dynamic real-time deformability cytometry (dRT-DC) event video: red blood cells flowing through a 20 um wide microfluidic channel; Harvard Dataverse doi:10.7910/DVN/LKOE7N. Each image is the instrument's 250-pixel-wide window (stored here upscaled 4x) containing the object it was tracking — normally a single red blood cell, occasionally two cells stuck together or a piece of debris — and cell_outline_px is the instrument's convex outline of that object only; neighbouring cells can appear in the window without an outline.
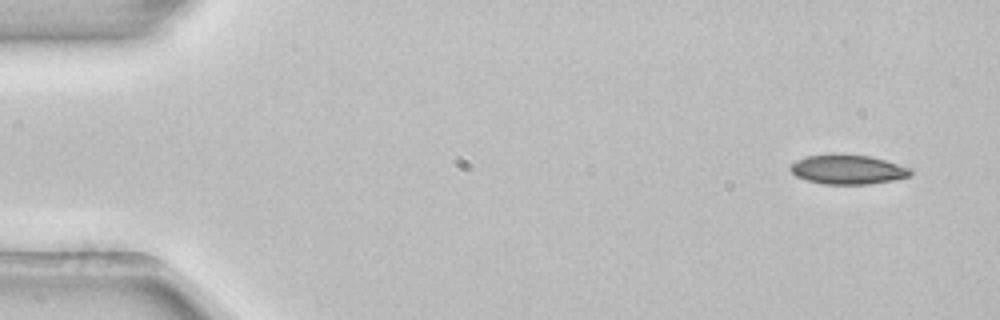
{"species": "common noctule bat (a hibernating species)", "species_latin": "Nyctalus noctula", "temperature_condition": "room temperature", "stored_images_in_passage": 3, "camera_frame_rate_fps": 3000, "um_per_image_px": 0.085, "animal": {"sex": "female", "body_mass_g": 22.7, "forearm_length_mm": 54.2}, "frame": {"image": 1, "passage_image": 1, "time_ms": 0.0, "image_size_px": [1000, 320], "cell_outline_px": [[912, 176], [892, 180], [868, 184], [824, 184], [808, 180], [796, 176], [788, 168], [796, 160], [804, 156], [832, 152], [840, 152], [872, 156], [912, 168]], "centroid_in_image_um": [72.05, 14.36], "position_along_channel_um": 12.9, "area_um2": 21.21}}